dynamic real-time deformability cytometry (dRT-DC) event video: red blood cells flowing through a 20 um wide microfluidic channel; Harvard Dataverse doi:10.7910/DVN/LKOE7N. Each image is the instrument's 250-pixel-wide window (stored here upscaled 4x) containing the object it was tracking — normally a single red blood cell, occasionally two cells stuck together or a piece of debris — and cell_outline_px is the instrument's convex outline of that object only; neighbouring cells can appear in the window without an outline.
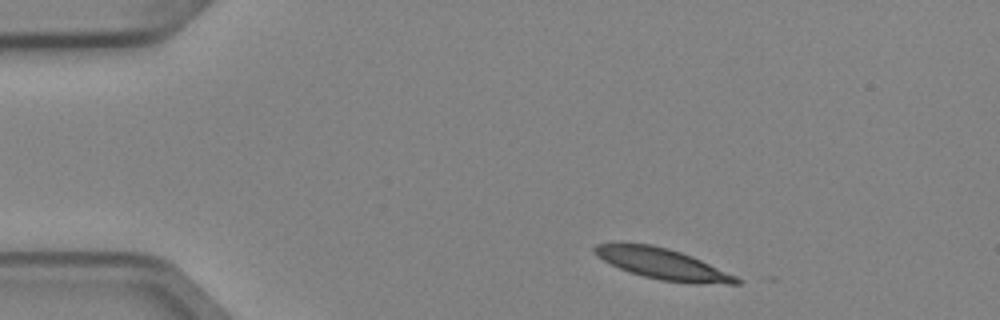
{"species": "Egyptian fruit bat (a non-hibernating species)", "species_latin": "Rousettus aegyptiacus", "temperature_condition": "cold", "stored_images_in_passage": 5, "camera_frame_rate_fps": 3000, "um_per_image_px": 0.085, "animal": {"sex": "female"}, "frame": {"image": 1, "passage_image": 1, "time_ms": 0.0, "image_size_px": [1000, 320], "cell_outline_px": [[740, 284], [696, 284], [660, 280], [628, 272], [596, 256], [592, 252], [592, 248], [596, 244], [616, 240], [620, 240], [652, 244], [668, 248], [692, 256], [736, 276], [740, 280]], "centroid_in_image_um": [56.22, 22.38], "position_along_channel_um": 28.8, "area_um2": 26.13}}
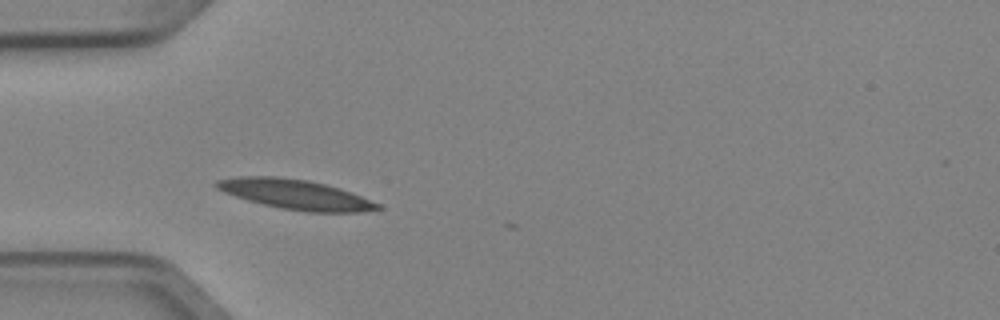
{"frame": {"image": 2, "passage_image": 3, "time_ms": 0.667, "image_size_px": [1000, 320], "cell_outline_px": [[384, 208], [360, 212], [308, 212], [280, 208], [248, 200], [224, 192], [216, 188], [212, 184], [216, 180], [236, 176], [276, 176], [308, 180], [340, 188], [380, 204]], "centroid_in_image_um": [25.08, 16.52], "position_along_channel_um": 59.9, "area_um2": 27.92}}
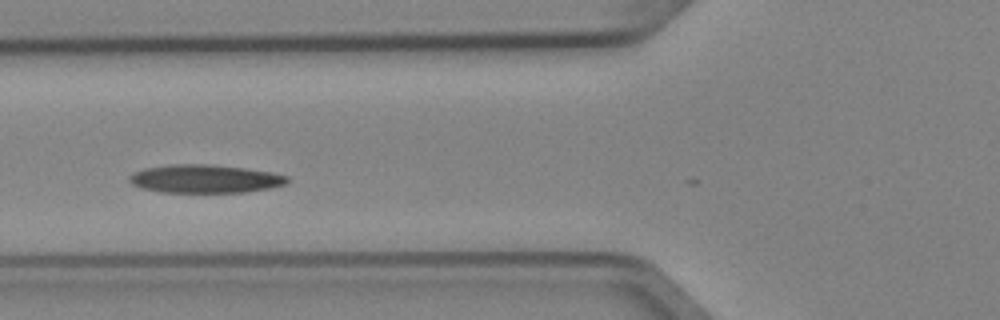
{"frame": {"image": 3, "passage_image": 4, "time_ms": 1.0, "image_size_px": [1000, 320], "cell_outline_px": [[288, 180], [284, 184], [268, 188], [248, 192], [160, 192], [140, 188], [132, 184], [128, 180], [128, 176], [132, 172], [144, 168], [168, 164], [212, 164], [244, 168], [272, 172], [288, 176]], "centroid_in_image_um": [17.36, 15.19], "position_along_channel_um": 108.4, "area_um2": 26.18}}